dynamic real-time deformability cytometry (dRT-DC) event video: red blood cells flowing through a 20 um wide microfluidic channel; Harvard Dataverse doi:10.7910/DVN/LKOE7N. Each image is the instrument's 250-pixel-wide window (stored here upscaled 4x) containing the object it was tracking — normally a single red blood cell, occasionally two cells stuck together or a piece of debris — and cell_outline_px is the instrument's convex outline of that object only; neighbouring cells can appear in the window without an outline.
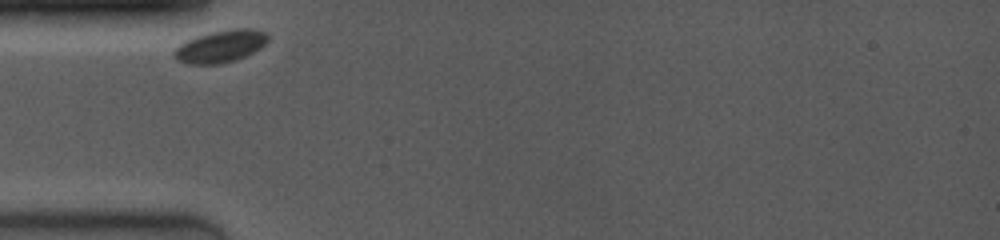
{"species": "common noctule bat (a hibernating species)", "species_latin": "Nyctalus noctula", "temperature_condition": "room temperature", "stored_images_in_passage": 43, "camera_frame_rate_fps": 4000, "um_per_image_px": 0.085, "animal": {"sex": "female", "body_mass_g": 19.0, "forearm_length_mm": 53.3}, "frame": {"image": 1, "passage_image": 1, "time_ms": 0.0, "image_size_px": [1000, 240], "cell_outline_px": [[268, 40], [260, 48], [236, 60], [216, 64], [188, 64], [180, 60], [176, 56], [176, 48], [180, 44], [196, 36], [212, 32], [240, 28], [248, 28], [264, 32], [268, 36]], "centroid_in_image_um": [18.77, 3.93], "position_along_channel_um": 66.2, "area_um2": 17.05}}
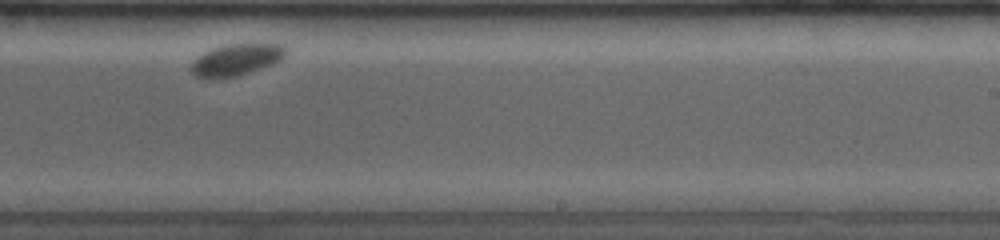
{"frame": {"image": 2, "passage_image": 29, "time_ms": 6.0, "image_size_px": [1000, 240], "cell_outline_px": [[284, 56], [280, 60], [272, 64], [236, 76], [196, 76], [192, 72], [192, 64], [204, 52], [212, 48], [224, 44], [280, 44], [284, 48]], "centroid_in_image_um": [20.11, 5.04], "position_along_channel_um": 268.9, "area_um2": 16.53}}
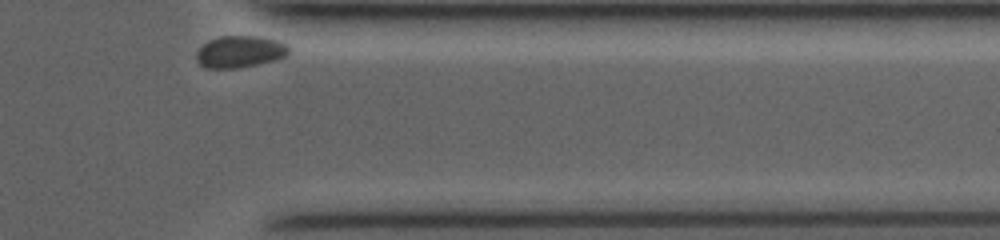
{"frame": {"image": 3, "passage_image": 43, "time_ms": 9.5, "image_size_px": [1000, 240], "cell_outline_px": [[288, 52], [284, 56], [272, 60], [256, 64], [236, 68], [208, 68], [200, 64], [196, 60], [196, 56], [200, 48], [204, 44], [220, 36], [256, 36], [276, 40], [284, 44], [288, 48]], "centroid_in_image_um": [20.35, 4.39], "position_along_channel_um": 391.0, "area_um2": 16.59}}